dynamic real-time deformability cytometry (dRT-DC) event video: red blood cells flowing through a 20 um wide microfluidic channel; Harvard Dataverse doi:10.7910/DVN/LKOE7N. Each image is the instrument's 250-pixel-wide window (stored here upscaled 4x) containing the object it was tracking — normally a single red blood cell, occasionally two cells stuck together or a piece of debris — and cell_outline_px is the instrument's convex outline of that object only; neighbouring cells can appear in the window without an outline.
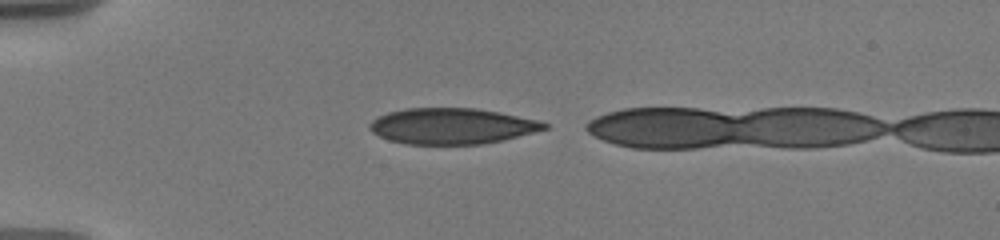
{"species": "human", "species_latin": "Homo sapiens", "temperature_condition": "warm", "stored_images_in_passage": 7, "camera_frame_rate_fps": 3000, "um_per_image_px": 0.085, "donor": {"sex": "male"}, "frame": {"image": 1, "passage_image": 1, "time_ms": 0.0, "image_size_px": [1000, 240], "cell_outline_px": [[548, 128], [504, 140], [480, 144], [404, 144], [388, 140], [372, 132], [368, 128], [368, 124], [376, 116], [388, 112], [404, 108], [476, 108], [500, 112], [536, 120], [548, 124]], "centroid_in_image_um": [38.35, 10.71], "position_along_channel_um": 46.6, "area_um2": 36.65}}